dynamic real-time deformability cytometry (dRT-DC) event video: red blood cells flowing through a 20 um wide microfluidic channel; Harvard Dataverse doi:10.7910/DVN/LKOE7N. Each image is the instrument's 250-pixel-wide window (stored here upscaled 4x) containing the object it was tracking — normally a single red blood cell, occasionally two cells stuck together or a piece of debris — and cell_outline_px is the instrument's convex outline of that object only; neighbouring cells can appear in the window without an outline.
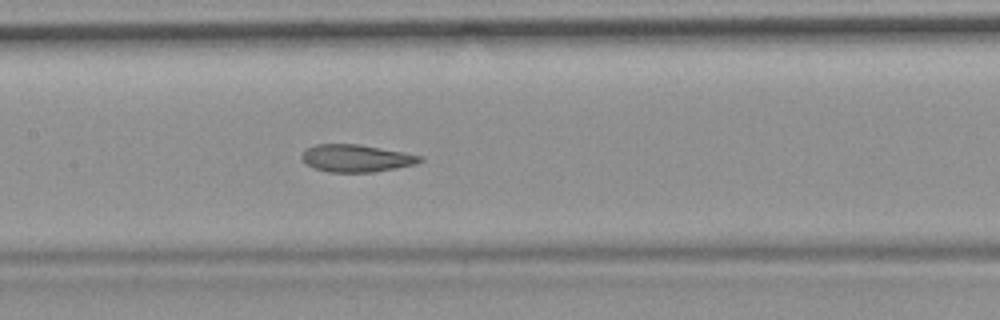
{"species": "common noctule bat (a hibernating species)", "species_latin": "Nyctalus noctula", "temperature_condition": "room temperature", "stored_images_in_passage": 50, "camera_frame_rate_fps": 3000, "um_per_image_px": 0.085, "animal": {"sex": "female", "body_mass_g": 19.9}, "frame": {"image": 1, "passage_image": 22, "time_ms": 7.0, "image_size_px": [1000, 320], "cell_outline_px": [[424, 160], [416, 164], [396, 168], [372, 172], [328, 172], [312, 168], [300, 156], [308, 148], [316, 144], [360, 144], [404, 152], [424, 156]], "centroid_in_image_um": [30.32, 13.45], "position_along_channel_um": 177.1, "area_um2": 18.9}, "authors_computed_cell_mechanics": {"area_um2": 20.4323, "velocity_mm_per_s": 3.6972, "shape_relaxation_time_tau1_ms": 1.4955, "shape_relaxation_time_tau2_ms": 1.707, "deformation_change_tau1": 0.2269, "deformation_change_tau2": 0.0934}}